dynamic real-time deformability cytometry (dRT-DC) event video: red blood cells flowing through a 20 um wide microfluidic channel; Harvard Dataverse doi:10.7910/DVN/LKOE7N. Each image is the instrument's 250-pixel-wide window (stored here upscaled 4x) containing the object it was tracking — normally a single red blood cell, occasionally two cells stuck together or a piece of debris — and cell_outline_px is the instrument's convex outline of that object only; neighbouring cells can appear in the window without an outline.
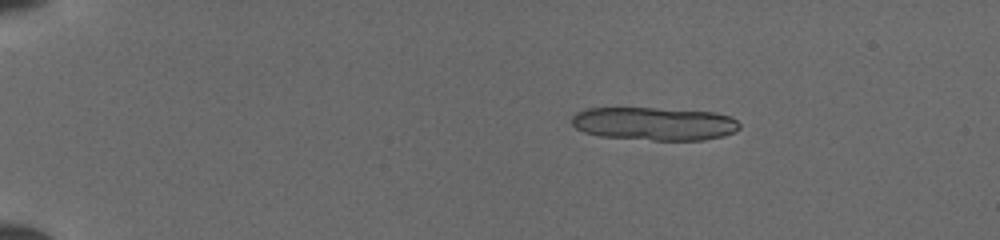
{"species": "common noctule bat (a hibernating species)", "species_latin": "Nyctalus noctula", "temperature_condition": "cold", "stored_images_in_passage": 34, "segment_of_instrument_passage": [1, 2], "camera_frame_rate_fps": 3000, "um_per_image_px": 0.085, "animal": {"sex": "female", "body_mass_g": 19.5, "forearm_length_mm": 54.1}, "frame": {"image": 1, "passage_image": 1, "time_ms": 0.0, "image_size_px": [1000, 240], "cell_outline_px": [[740, 128], [736, 132], [724, 136], [704, 140], [652, 140], [600, 136], [584, 132], [576, 128], [572, 124], [572, 116], [576, 112], [588, 108], [652, 108], [716, 112], [732, 116], [740, 124]], "centroid_in_image_um": [55.65, 10.51], "position_along_channel_um": 29.3, "area_um2": 32.66}}